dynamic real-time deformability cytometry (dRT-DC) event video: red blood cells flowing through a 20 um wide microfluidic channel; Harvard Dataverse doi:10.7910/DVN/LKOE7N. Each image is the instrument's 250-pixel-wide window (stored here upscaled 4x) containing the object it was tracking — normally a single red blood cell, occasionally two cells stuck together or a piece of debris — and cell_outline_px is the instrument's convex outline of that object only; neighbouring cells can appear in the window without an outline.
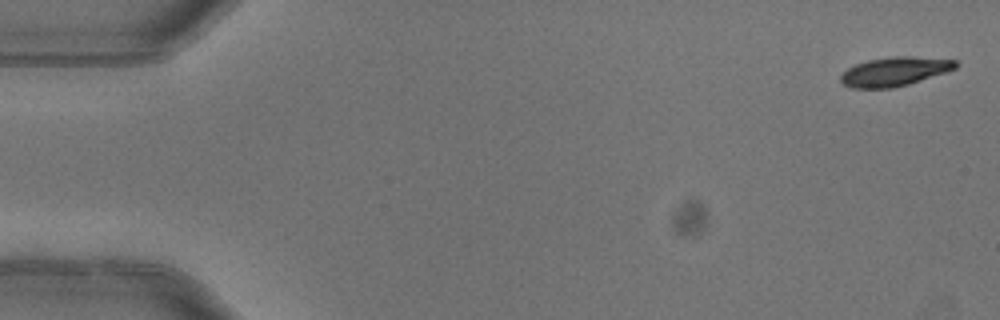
{"species": "common noctule bat (a hibernating species)", "species_latin": "Nyctalus noctula", "temperature_condition": "warm", "stored_images_in_passage": 6, "camera_frame_rate_fps": 3000, "um_per_image_px": 0.085, "animal": {"sex": "female"}, "frame": {"image": 1, "passage_image": 1, "time_ms": 0.0, "image_size_px": [1000, 320], "cell_outline_px": [[956, 68], [948, 72], [908, 84], [892, 88], [852, 88], [844, 84], [840, 80], [840, 76], [848, 68], [856, 64], [868, 60], [892, 56], [912, 56], [956, 60]], "centroid_in_image_um": [76.05, 6.08], "position_along_channel_um": 9.0, "area_um2": 19.36}}
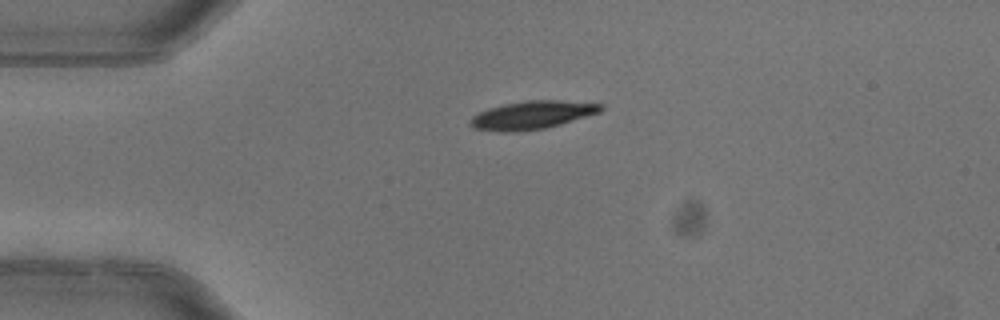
{"frame": {"image": 2, "passage_image": 4, "time_ms": 1.0, "image_size_px": [1000, 320], "cell_outline_px": [[604, 108], [600, 112], [560, 124], [544, 128], [516, 132], [496, 132], [476, 128], [468, 124], [468, 120], [472, 116], [488, 108], [504, 104], [524, 100], [560, 100], [604, 104]], "centroid_in_image_um": [45.2, 9.77], "position_along_channel_um": 39.8, "area_um2": 21.5}}